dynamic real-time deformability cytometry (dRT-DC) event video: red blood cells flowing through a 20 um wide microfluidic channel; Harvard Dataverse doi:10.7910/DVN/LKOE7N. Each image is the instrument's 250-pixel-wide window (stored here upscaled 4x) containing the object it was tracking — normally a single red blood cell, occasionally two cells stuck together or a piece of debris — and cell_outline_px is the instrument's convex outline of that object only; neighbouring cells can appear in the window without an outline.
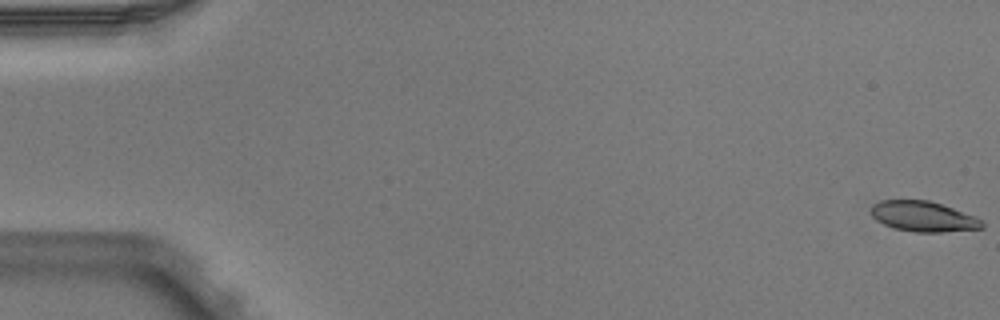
{"species": "Egyptian fruit bat (a non-hibernating species)", "species_latin": "Rousettus aegyptiacus", "temperature_condition": "warm", "stored_images_in_passage": 4, "camera_frame_rate_fps": 3000, "um_per_image_px": 0.085, "animal": {"sex": "male"}, "frame": {"image": 1, "passage_image": 1, "time_ms": 0.0, "image_size_px": [1000, 320], "cell_outline_px": [[984, 228], [940, 232], [916, 232], [896, 228], [884, 224], [876, 220], [872, 216], [872, 204], [880, 200], [928, 200], [976, 216], [984, 224]], "centroid_in_image_um": [78.48, 18.39], "position_along_channel_um": 6.5, "area_um2": 19.42}}